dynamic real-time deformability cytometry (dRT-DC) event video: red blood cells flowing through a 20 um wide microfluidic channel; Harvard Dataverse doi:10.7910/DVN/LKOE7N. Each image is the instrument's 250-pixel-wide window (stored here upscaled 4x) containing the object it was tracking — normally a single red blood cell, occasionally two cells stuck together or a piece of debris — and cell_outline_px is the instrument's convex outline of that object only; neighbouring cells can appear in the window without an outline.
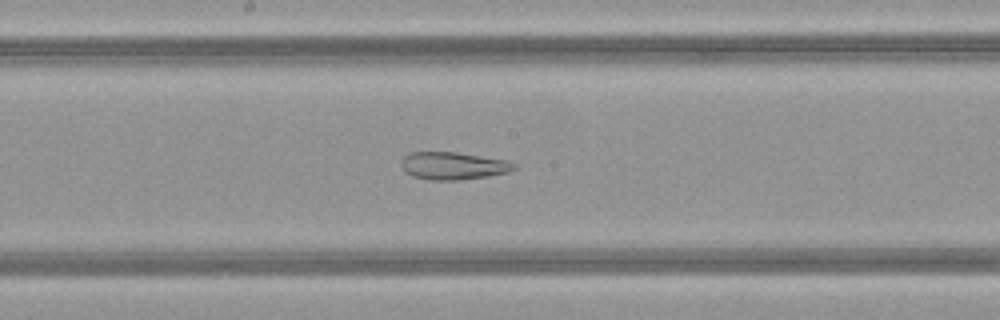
{"species": "common noctule bat (a hibernating species)", "species_latin": "Nyctalus noctula", "temperature_condition": "warm", "stored_images_in_passage": 49, "camera_frame_rate_fps": 3000, "um_per_image_px": 0.085, "animal": {"sex": "female", "body_mass_g": 21.9}, "frame": {"image": 1, "passage_image": 26, "time_ms": 8.333, "image_size_px": [1000, 320], "cell_outline_px": [[516, 168], [508, 172], [488, 176], [460, 180], [428, 180], [412, 176], [404, 172], [400, 164], [404, 156], [408, 152], [456, 152], [508, 160], [516, 164]], "centroid_in_image_um": [38.5, 14.09], "position_along_channel_um": 209.7, "area_um2": 18.32}}
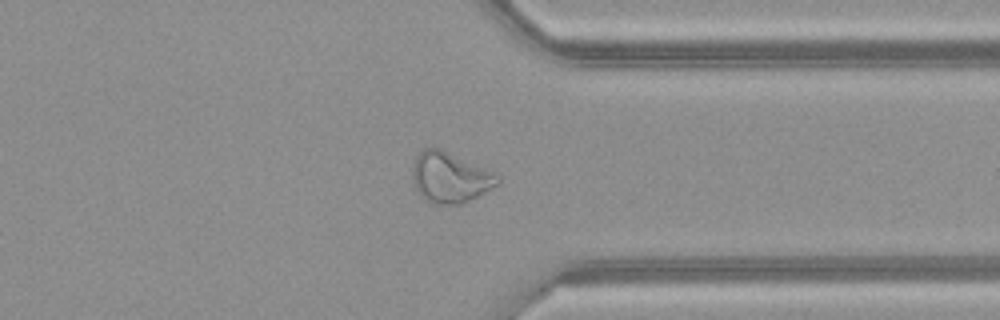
{"frame": {"image": 2, "passage_image": 38, "time_ms": 12.333, "image_size_px": [1000, 320], "cell_outline_px": [[500, 184], [460, 204], [432, 204], [420, 196], [416, 192], [412, 176], [412, 168], [416, 156], [424, 148], [440, 148], [496, 172], [500, 176]], "centroid_in_image_um": [38.25, 15.08], "position_along_channel_um": 373.1, "area_um2": 25.26}, "authors_computed_cell_mechanics": {"area_um2": 27.6284, "velocity_mm_per_s": 4.1521, "shape_relaxation_time_tau1_ms": null, "shape_relaxation_time_tau2_ms": 1.9984, "deformation_change_tau1": null, "deformation_change_tau2": 0.1073}}